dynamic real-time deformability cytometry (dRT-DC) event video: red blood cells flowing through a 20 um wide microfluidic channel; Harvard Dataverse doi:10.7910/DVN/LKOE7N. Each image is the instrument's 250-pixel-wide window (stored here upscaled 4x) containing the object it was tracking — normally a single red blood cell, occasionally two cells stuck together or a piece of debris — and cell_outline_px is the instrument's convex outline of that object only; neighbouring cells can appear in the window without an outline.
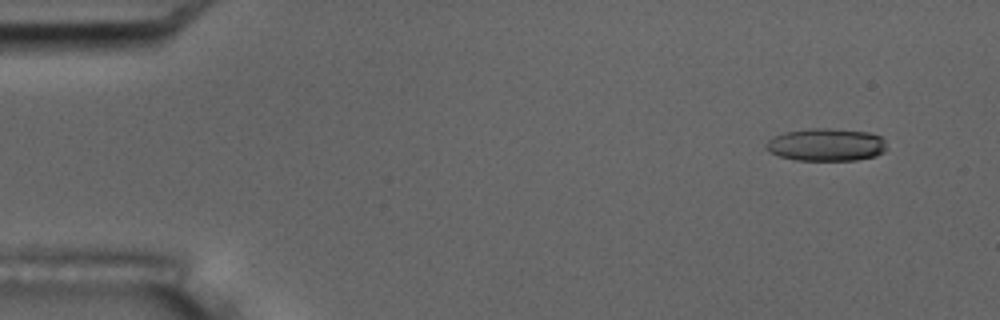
{"species": "common noctule bat (a hibernating species)", "species_latin": "Nyctalus noctula", "temperature_condition": "room temperature", "stored_images_in_passage": 5, "camera_frame_rate_fps": 3000, "um_per_image_px": 0.085, "animal": {"sex": "male", "body_mass_g": 17.5, "forearm_length_mm": 52.3}, "frame": {"image": 1, "passage_image": 2, "time_ms": 1.0, "image_size_px": [1000, 320], "cell_outline_px": [[888, 148], [884, 152], [876, 156], [856, 160], [796, 160], [780, 156], [768, 152], [764, 148], [764, 144], [772, 136], [784, 132], [808, 128], [828, 128], [868, 132], [880, 136], [884, 140]], "centroid_in_image_um": [70.2, 12.3], "position_along_channel_um": 14.8, "area_um2": 23.29}}